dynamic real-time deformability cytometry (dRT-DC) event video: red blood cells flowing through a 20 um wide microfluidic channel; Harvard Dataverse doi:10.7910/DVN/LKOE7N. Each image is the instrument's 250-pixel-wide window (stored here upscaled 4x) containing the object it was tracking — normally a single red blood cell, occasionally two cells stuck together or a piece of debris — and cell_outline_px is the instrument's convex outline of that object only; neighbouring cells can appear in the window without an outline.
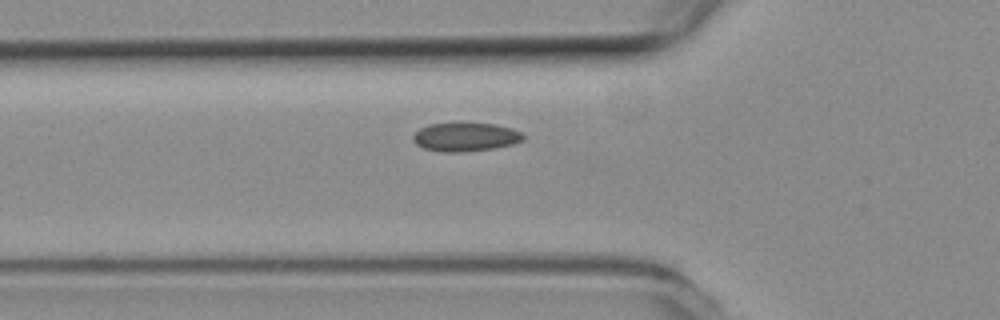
{"species": "common noctule bat (a hibernating species)", "species_latin": "Nyctalus noctula", "temperature_condition": "room temperature", "stored_images_in_passage": 4, "camera_frame_rate_fps": 3000, "um_per_image_px": 0.085, "animal": {"sex": "female", "body_mass_g": 19.3, "forearm_length_mm": 54.1}, "frame": {"image": 1, "passage_image": 4, "time_ms": 1.0, "image_size_px": [1000, 320], "cell_outline_px": [[524, 140], [512, 144], [496, 148], [460, 152], [444, 152], [424, 148], [416, 144], [412, 140], [412, 136], [420, 128], [428, 124], [496, 124], [512, 128], [520, 132], [524, 136]], "centroid_in_image_um": [39.56, 11.65], "position_along_channel_um": 86.2, "area_um2": 18.21}}